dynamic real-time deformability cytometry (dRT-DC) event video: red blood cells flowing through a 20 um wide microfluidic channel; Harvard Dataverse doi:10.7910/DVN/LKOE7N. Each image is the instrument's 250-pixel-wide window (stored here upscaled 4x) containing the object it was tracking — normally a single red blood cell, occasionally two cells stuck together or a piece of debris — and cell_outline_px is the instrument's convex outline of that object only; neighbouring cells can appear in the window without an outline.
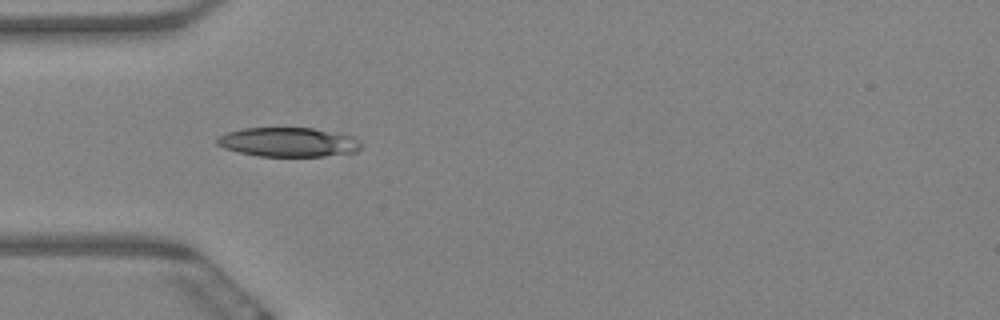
{"species": "Egyptian fruit bat (a non-hibernating species)", "species_latin": "Rousettus aegyptiacus", "temperature_condition": "warm", "stored_images_in_passage": 30, "camera_frame_rate_fps": 3000, "um_per_image_px": 0.085, "animal": {"sex": "female"}, "frame": {"image": 1, "passage_image": 5, "time_ms": 1.333, "image_size_px": [1000, 320], "cell_outline_px": [[364, 144], [356, 152], [324, 156], [260, 156], [240, 152], [224, 148], [216, 144], [216, 140], [220, 136], [228, 132], [244, 128], [312, 128], [352, 136], [360, 140]], "centroid_in_image_um": [24.54, 12.08], "position_along_channel_um": 60.5, "area_um2": 24.45}}
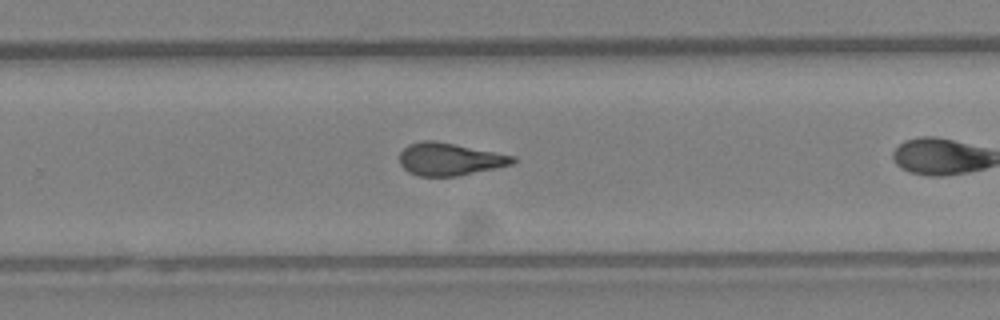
{"frame": {"image": 2, "passage_image": 22, "time_ms": 7.0, "image_size_px": [1000, 320], "cell_outline_px": [[516, 160], [512, 164], [456, 176], [420, 176], [408, 172], [400, 164], [400, 152], [408, 144], [420, 140], [432, 140], [456, 144], [516, 156]], "centroid_in_image_um": [38.19, 13.51], "position_along_channel_um": 291.6, "area_um2": 21.39}}